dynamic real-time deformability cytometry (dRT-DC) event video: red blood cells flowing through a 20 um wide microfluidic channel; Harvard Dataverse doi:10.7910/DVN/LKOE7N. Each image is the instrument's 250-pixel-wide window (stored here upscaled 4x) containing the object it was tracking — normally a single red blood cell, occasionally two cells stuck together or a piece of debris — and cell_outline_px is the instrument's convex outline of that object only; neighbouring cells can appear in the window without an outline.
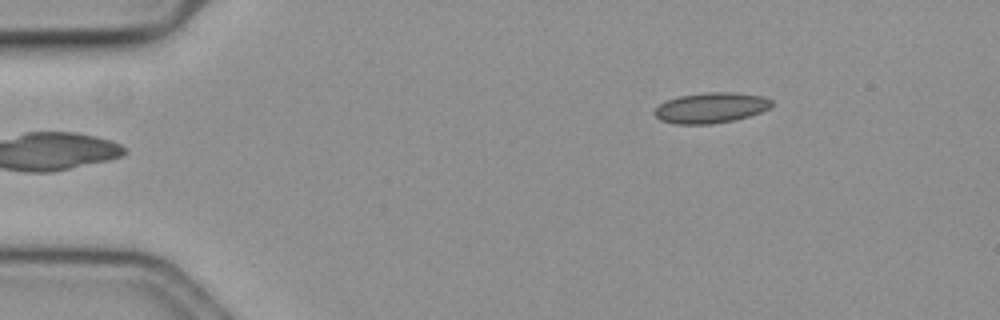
{"species": "common noctule bat (a hibernating species)", "species_latin": "Nyctalus noctula", "temperature_condition": "cold", "stored_images_in_passage": 49, "camera_frame_rate_fps": 3000, "um_per_image_px": 0.085, "animal": {"sex": "female", "body_mass_g": 19.3, "forearm_length_mm": 54.1}, "frame": {"image": 1, "passage_image": 1, "time_ms": 0.0, "image_size_px": [1000, 320], "cell_outline_px": [[772, 104], [768, 108], [760, 112], [748, 116], [732, 120], [712, 124], [676, 124], [660, 120], [652, 112], [660, 104], [668, 100], [680, 96], [704, 92], [732, 92], [764, 96], [772, 100]], "centroid_in_image_um": [60.41, 9.16], "position_along_channel_um": 24.6, "area_um2": 20.69}}
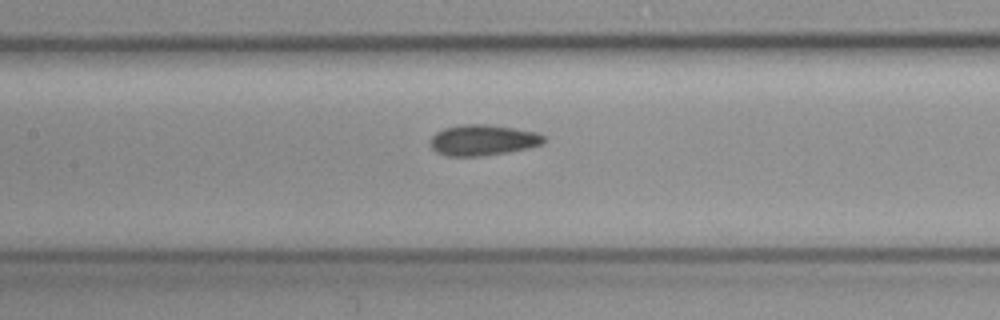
{"frame": {"image": 2, "passage_image": 19, "time_ms": 6.0, "image_size_px": [1000, 320], "cell_outline_px": [[544, 144], [528, 148], [508, 152], [480, 156], [448, 156], [436, 152], [432, 148], [432, 136], [436, 132], [444, 128], [460, 124], [488, 124], [536, 132], [544, 136]], "centroid_in_image_um": [41.05, 11.91], "position_along_channel_um": 166.4, "area_um2": 20.29}}
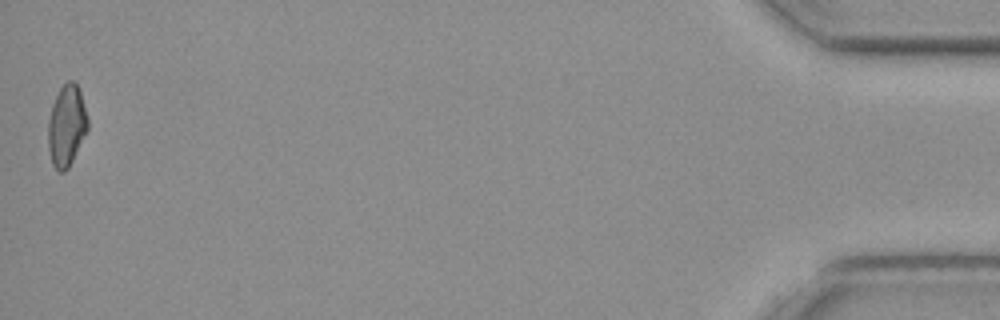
{"frame": {"image": 3, "passage_image": 49, "time_ms": 16.0, "image_size_px": [1000, 320], "cell_outline_px": [[88, 128], [68, 168], [64, 172], [60, 172], [52, 164], [48, 148], [48, 120], [52, 104], [60, 88], [68, 80], [72, 80], [76, 84], [80, 92], [88, 120]], "centroid_in_image_um": [5.64, 10.68], "position_along_channel_um": 429.6, "area_um2": 18.5}, "authors_computed_cell_mechanics": {"area_um2": 19.5942, "velocity_mm_per_s": 3.6314, "shape_relaxation_time_tau1_ms": null, "shape_relaxation_time_tau2_ms": 3.6864, "deformation_change_tau1": null, "deformation_change_tau2": 0.0914}}